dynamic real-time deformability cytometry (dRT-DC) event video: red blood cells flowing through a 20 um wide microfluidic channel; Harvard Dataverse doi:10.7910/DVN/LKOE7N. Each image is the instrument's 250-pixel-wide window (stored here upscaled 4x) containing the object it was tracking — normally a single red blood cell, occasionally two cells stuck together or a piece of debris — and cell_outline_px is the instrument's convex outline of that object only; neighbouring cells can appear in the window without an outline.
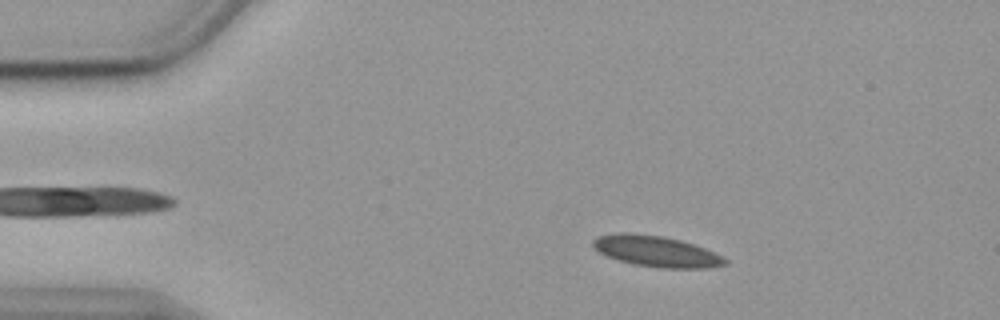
{"species": "common noctule bat (a hibernating species)", "species_latin": "Nyctalus noctula", "temperature_condition": "cold", "stored_images_in_passage": 47, "camera_frame_rate_fps": 3000, "um_per_image_px": 0.085, "animal": {"sex": "female", "body_mass_g": 19.9}, "frame": {"image": 1, "passage_image": 9, "time_ms": 2.667, "image_size_px": [1000, 320], "cell_outline_px": [[728, 264], [708, 268], [660, 268], [632, 264], [608, 256], [600, 252], [592, 244], [592, 240], [600, 236], [620, 232], [628, 232], [664, 236], [680, 240], [704, 248], [728, 260]], "centroid_in_image_um": [55.79, 21.36], "position_along_channel_um": 29.2, "area_um2": 23.58}}
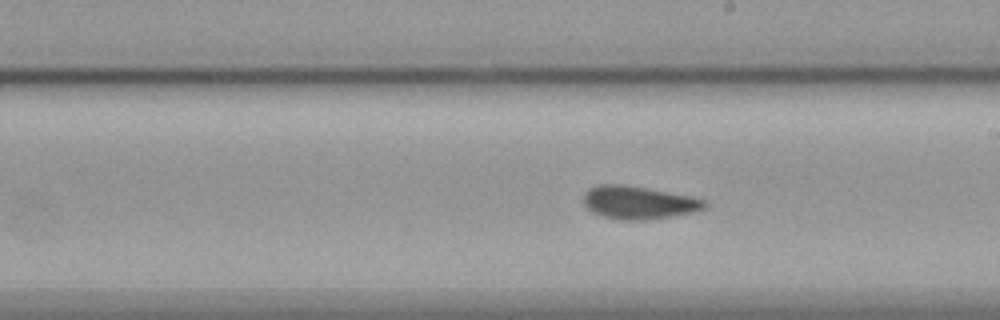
{"frame": {"image": 2, "passage_image": 31, "time_ms": 10.0, "image_size_px": [1000, 320], "cell_outline_px": [[708, 204], [704, 208], [692, 212], [672, 216], [644, 220], [620, 220], [604, 216], [592, 212], [584, 204], [584, 192], [588, 188], [600, 184], [620, 184], [644, 188], [688, 196], [704, 200]], "centroid_in_image_um": [54.23, 17.22], "position_along_channel_um": 234.8, "area_um2": 22.89}}
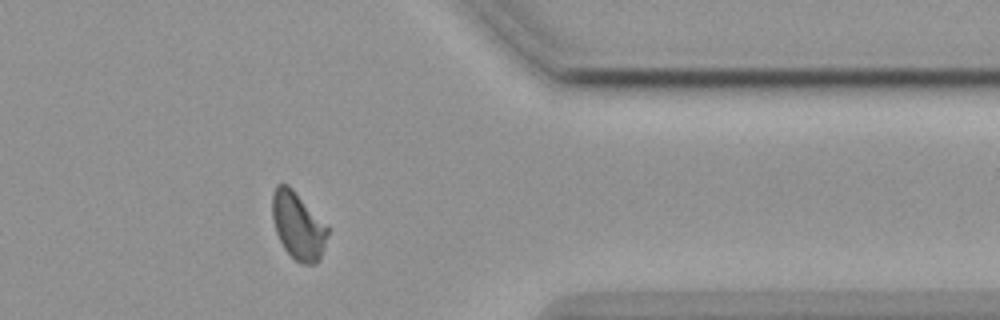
{"frame": {"image": 3, "passage_image": 45, "time_ms": 14.667, "image_size_px": [1000, 320], "cell_outline_px": [[328, 232], [320, 260], [316, 264], [300, 264], [284, 248], [276, 232], [272, 220], [272, 192], [276, 184], [288, 184], [292, 188], [328, 228]], "centroid_in_image_um": [25.3, 19.19], "position_along_channel_um": 386.1, "area_um2": 21.44}, "authors_computed_cell_mechanics": {"area_um2": 22.8888, "velocity_mm_per_s": 3.551, "shape_relaxation_time_tau1_ms": null, "shape_relaxation_time_tau2_ms": 3.0104, "deformation_change_tau1": null, "deformation_change_tau2": 0.051}}